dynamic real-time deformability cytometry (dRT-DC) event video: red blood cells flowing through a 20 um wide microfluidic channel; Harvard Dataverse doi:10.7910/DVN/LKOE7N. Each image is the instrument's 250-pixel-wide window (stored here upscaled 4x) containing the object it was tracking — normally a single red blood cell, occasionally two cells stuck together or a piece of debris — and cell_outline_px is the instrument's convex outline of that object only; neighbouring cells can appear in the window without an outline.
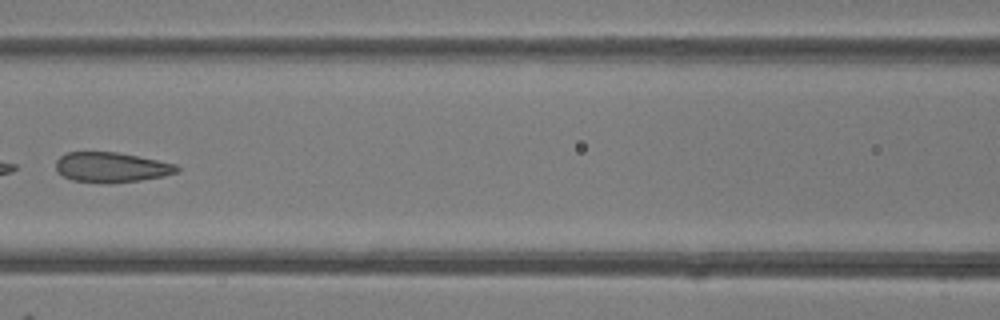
{"species": "common noctule bat (a hibernating species)", "species_latin": "Nyctalus noctula", "temperature_condition": "room temperature", "stored_images_in_passage": 5, "camera_frame_rate_fps": 3000, "um_per_image_px": 0.085, "animal": {"sex": "female"}, "frame": {"image": 1, "passage_image": 5, "time_ms": 5.333, "image_size_px": [1000, 320], "cell_outline_px": [[180, 172], [164, 176], [140, 180], [108, 184], [72, 180], [56, 172], [56, 160], [60, 156], [68, 152], [116, 152], [176, 164], [180, 168]], "centroid_in_image_um": [9.46, 14.23], "position_along_channel_um": 157.1, "area_um2": 21.27}}